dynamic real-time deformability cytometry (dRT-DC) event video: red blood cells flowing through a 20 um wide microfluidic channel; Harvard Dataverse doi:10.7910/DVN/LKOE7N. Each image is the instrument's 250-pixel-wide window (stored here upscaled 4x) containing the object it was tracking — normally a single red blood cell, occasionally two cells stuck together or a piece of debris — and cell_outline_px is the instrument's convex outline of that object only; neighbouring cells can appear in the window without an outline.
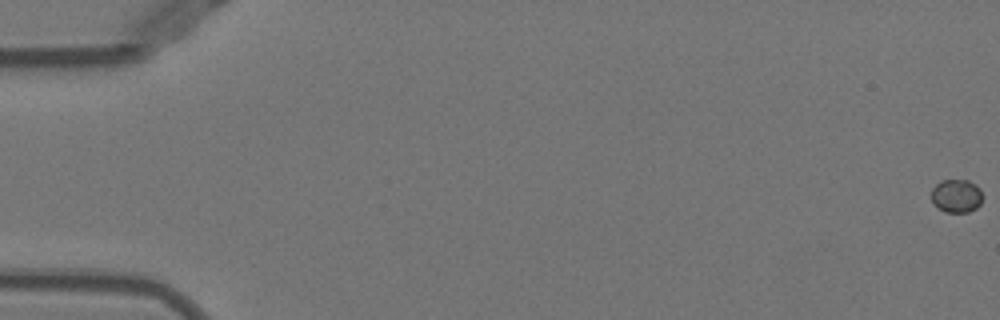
{"species": "Egyptian fruit bat (a non-hibernating species)", "species_latin": "Rousettus aegyptiacus", "temperature_condition": "warm", "stored_images_in_passage": 53, "camera_frame_rate_fps": 3000, "um_per_image_px": 0.085, "animal": {"sex": "female"}, "frame": {"image": 1, "passage_image": 1, "time_ms": 0.0, "image_size_px": [1000, 320], "cell_outline_px": [[984, 196], [980, 204], [976, 208], [968, 212], [944, 212], [932, 200], [932, 188], [940, 180], [968, 180], [976, 184], [980, 188]], "centroid_in_image_um": [81.34, 16.63], "position_along_channel_um": 3.7, "area_um2": 10.0}}
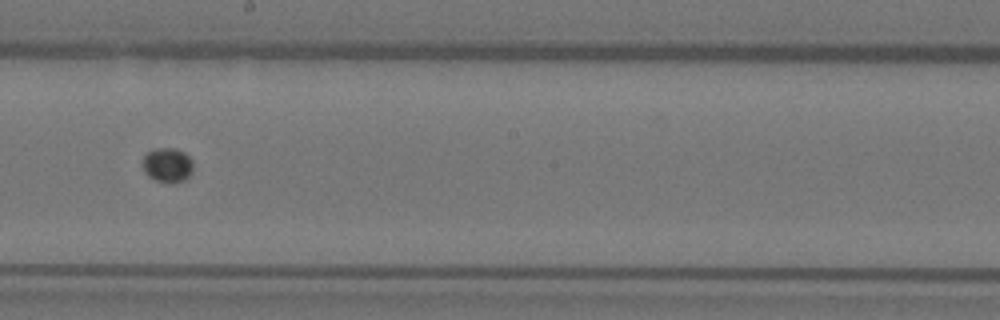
{"frame": {"image": 2, "passage_image": 31, "time_ms": 10.0, "image_size_px": [1000, 320], "cell_outline_px": [[192, 172], [184, 180], [176, 184], [168, 184], [156, 180], [148, 176], [144, 172], [144, 156], [152, 148], [176, 148], [184, 152], [192, 160]], "centroid_in_image_um": [14.25, 14.04], "position_along_channel_um": 234.0, "area_um2": 10.29}}
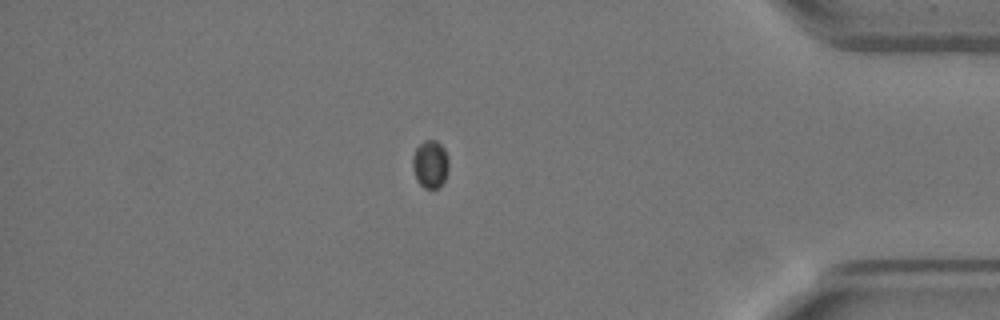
{"frame": {"image": 3, "passage_image": 46, "time_ms": 15.0, "image_size_px": [1000, 320], "cell_outline_px": [[448, 172], [440, 188], [424, 188], [416, 180], [412, 168], [412, 156], [416, 148], [424, 140], [436, 140], [444, 148], [448, 156]], "centroid_in_image_um": [36.57, 13.96], "position_along_channel_um": 398.6, "area_um2": 10.23}}